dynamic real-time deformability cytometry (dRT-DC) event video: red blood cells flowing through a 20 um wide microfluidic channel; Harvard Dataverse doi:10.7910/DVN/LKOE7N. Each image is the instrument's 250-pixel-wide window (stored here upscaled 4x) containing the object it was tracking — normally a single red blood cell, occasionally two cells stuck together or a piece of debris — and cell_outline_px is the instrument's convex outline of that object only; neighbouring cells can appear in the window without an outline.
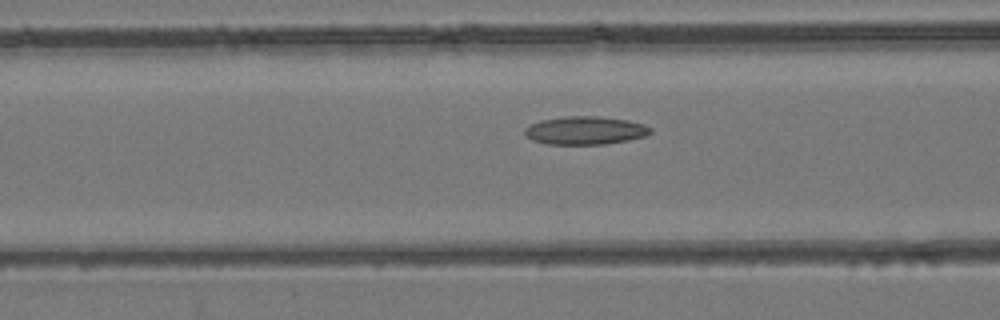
{"species": "common noctule bat (a hibernating species)", "species_latin": "Nyctalus noctula", "temperature_condition": "room temperature", "stored_images_in_passage": 36, "camera_frame_rate_fps": 3000, "um_per_image_px": 0.085, "animal": {"sex": "female", "body_mass_g": 24.6, "forearm_length_mm": 56.2}, "frame": {"image": 1, "passage_image": 17, "time_ms": 5.333, "image_size_px": [1000, 320], "cell_outline_px": [[652, 132], [644, 136], [628, 140], [604, 144], [544, 144], [532, 140], [524, 132], [524, 128], [540, 120], [564, 116], [600, 116], [628, 120], [644, 124], [652, 128]], "centroid_in_image_um": [49.75, 11.08], "position_along_channel_um": 116.9, "area_um2": 20.69}}
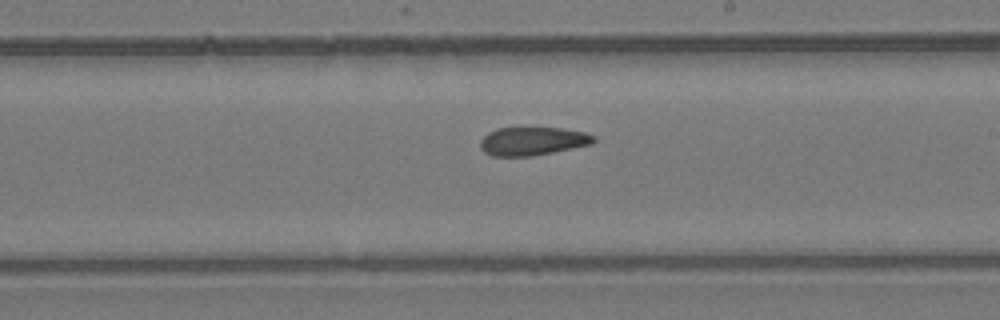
{"frame": {"image": 2, "passage_image": 26, "time_ms": 8.333, "image_size_px": [1000, 320], "cell_outline_px": [[596, 140], [592, 144], [532, 156], [492, 156], [484, 152], [480, 148], [480, 140], [488, 132], [500, 128], [560, 128], [584, 132], [596, 136]], "centroid_in_image_um": [45.26, 12.0], "position_along_channel_um": 243.7, "area_um2": 18.67}}
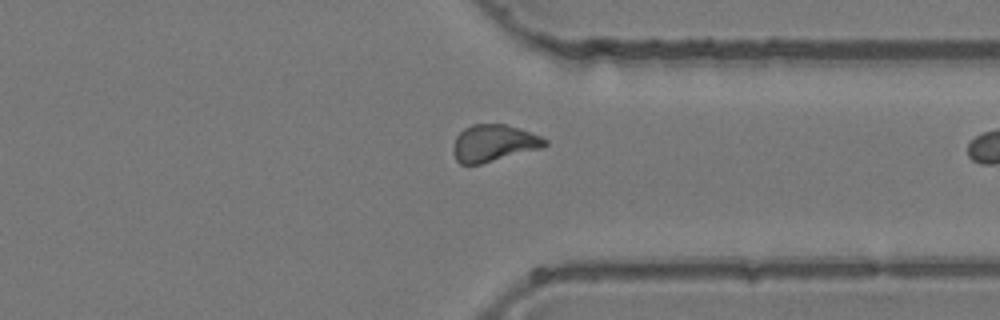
{"frame": {"image": 3, "passage_image": 35, "time_ms": 11.333, "image_size_px": [1000, 320], "cell_outline_px": [[548, 144], [544, 148], [480, 164], [460, 164], [456, 160], [452, 152], [452, 148], [456, 136], [464, 128], [472, 124], [504, 124], [520, 128], [540, 136], [548, 140]], "centroid_in_image_um": [41.97, 12.17], "position_along_channel_um": 369.4, "area_um2": 19.94}}